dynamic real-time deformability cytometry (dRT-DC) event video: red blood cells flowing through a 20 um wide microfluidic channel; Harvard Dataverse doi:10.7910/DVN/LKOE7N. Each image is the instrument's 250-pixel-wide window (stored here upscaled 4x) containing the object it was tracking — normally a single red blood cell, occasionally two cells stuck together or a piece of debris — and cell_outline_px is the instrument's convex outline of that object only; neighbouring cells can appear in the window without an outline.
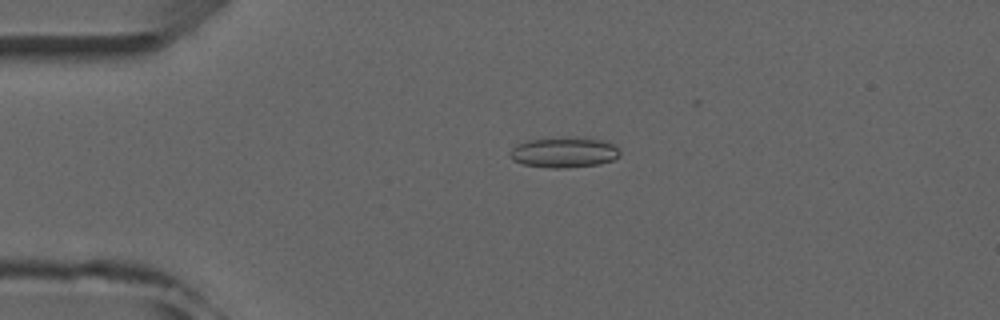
{"species": "common noctule bat (a hibernating species)", "species_latin": "Nyctalus noctula", "temperature_condition": "room temperature", "stored_images_in_passage": 4, "camera_frame_rate_fps": 3000, "um_per_image_px": 0.085, "animal": {"sex": "male", "forearm_length_mm": 52.5}, "frame": {"image": 1, "passage_image": 3, "time_ms": 3.0, "image_size_px": [1000, 320], "cell_outline_px": [[620, 156], [612, 160], [600, 164], [564, 168], [548, 168], [524, 164], [512, 160], [508, 152], [516, 144], [528, 140], [568, 136], [584, 136], [608, 140], [616, 144], [620, 152]], "centroid_in_image_um": [47.99, 12.92], "position_along_channel_um": 37.0, "area_um2": 20.23}}